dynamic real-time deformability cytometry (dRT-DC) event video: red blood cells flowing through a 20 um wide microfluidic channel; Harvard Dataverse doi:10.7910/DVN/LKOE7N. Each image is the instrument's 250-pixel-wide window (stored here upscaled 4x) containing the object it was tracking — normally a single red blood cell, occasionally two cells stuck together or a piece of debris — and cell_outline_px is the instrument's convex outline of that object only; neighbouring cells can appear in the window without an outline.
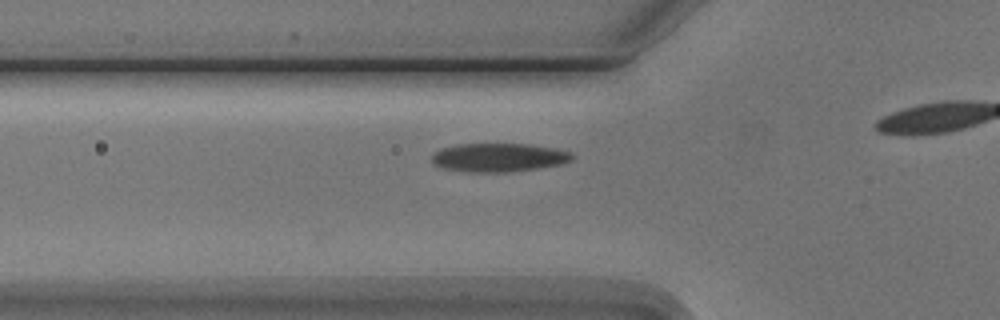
{"species": "Egyptian fruit bat (a non-hibernating species)", "species_latin": "Rousettus aegyptiacus", "temperature_condition": "cold", "stored_images_in_passage": 7, "camera_frame_rate_fps": 3000, "um_per_image_px": 0.085, "animal": {"sex": "male"}, "frame": {"image": 1, "passage_image": 4, "time_ms": 3.667, "image_size_px": [1000, 320], "cell_outline_px": [[576, 156], [572, 160], [560, 164], [536, 168], [508, 172], [464, 172], [444, 168], [436, 164], [432, 160], [432, 152], [440, 148], [456, 144], [532, 144], [552, 148], [568, 152]], "centroid_in_image_um": [42.35, 13.38], "position_along_channel_um": 83.4, "area_um2": 23.35}}